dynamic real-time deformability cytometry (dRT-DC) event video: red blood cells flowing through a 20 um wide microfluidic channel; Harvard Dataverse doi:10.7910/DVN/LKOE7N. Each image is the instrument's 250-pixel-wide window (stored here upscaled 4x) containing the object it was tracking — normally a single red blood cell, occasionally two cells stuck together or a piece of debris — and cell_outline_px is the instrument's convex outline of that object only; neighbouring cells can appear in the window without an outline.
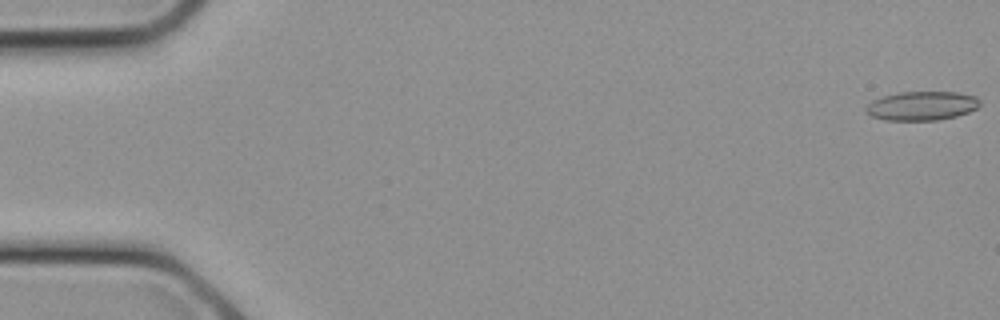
{"species": "common noctule bat (a hibernating species)", "species_latin": "Nyctalus noctula", "temperature_condition": "cold", "stored_images_in_passage": 15, "camera_frame_rate_fps": 3000, "um_per_image_px": 0.085, "animal": {"sex": "female", "body_mass_g": 21.9}, "frame": {"image": 1, "passage_image": 1, "time_ms": 0.0, "image_size_px": [1000, 320], "cell_outline_px": [[980, 104], [976, 108], [968, 112], [956, 116], [936, 120], [884, 120], [872, 116], [864, 108], [872, 100], [884, 96], [900, 92], [956, 92], [976, 96], [980, 100]], "centroid_in_image_um": [78.36, 8.99], "position_along_channel_um": 6.6, "area_um2": 19.13}}
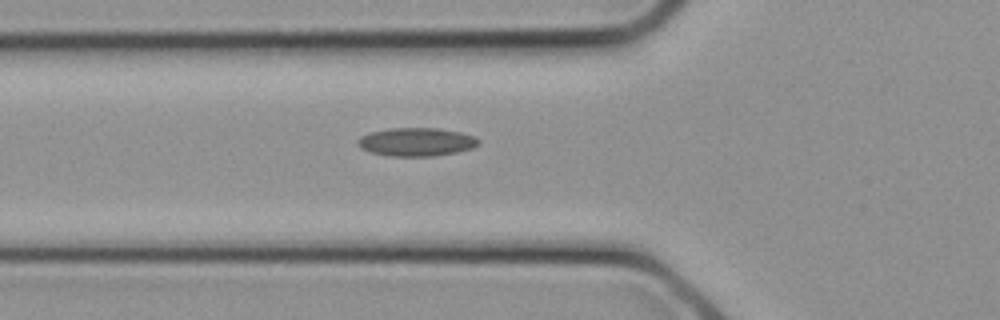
{"frame": {"image": 2, "passage_image": 10, "time_ms": 3.0, "image_size_px": [1000, 320], "cell_outline_px": [[480, 144], [472, 148], [456, 152], [432, 156], [388, 156], [372, 152], [360, 148], [356, 144], [356, 140], [360, 136], [372, 132], [388, 128], [440, 128], [460, 132], [476, 136], [480, 140]], "centroid_in_image_um": [35.4, 12.06], "position_along_channel_um": 90.4, "area_um2": 20.11}}
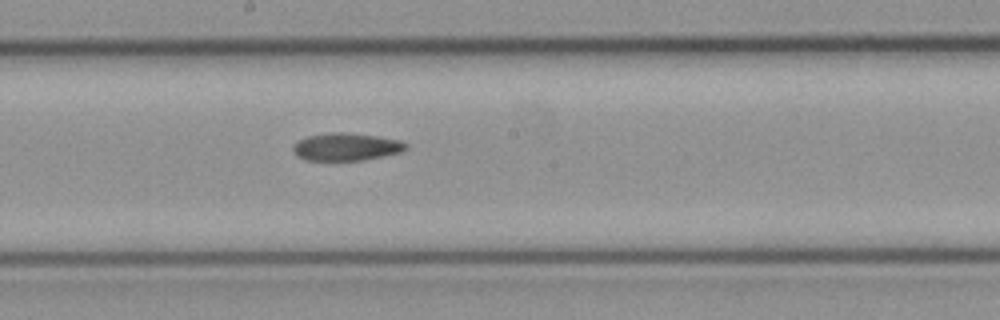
{"frame": {"image": 3, "passage_image": 15, "time_ms": 4.667, "image_size_px": [1000, 320], "cell_outline_px": [[408, 148], [400, 152], [384, 156], [364, 160], [304, 160], [296, 156], [292, 152], [292, 148], [296, 140], [308, 136], [332, 132], [344, 132], [376, 136], [400, 140], [408, 144]], "centroid_in_image_um": [29.4, 12.48], "position_along_channel_um": 218.8, "area_um2": 18.32}}